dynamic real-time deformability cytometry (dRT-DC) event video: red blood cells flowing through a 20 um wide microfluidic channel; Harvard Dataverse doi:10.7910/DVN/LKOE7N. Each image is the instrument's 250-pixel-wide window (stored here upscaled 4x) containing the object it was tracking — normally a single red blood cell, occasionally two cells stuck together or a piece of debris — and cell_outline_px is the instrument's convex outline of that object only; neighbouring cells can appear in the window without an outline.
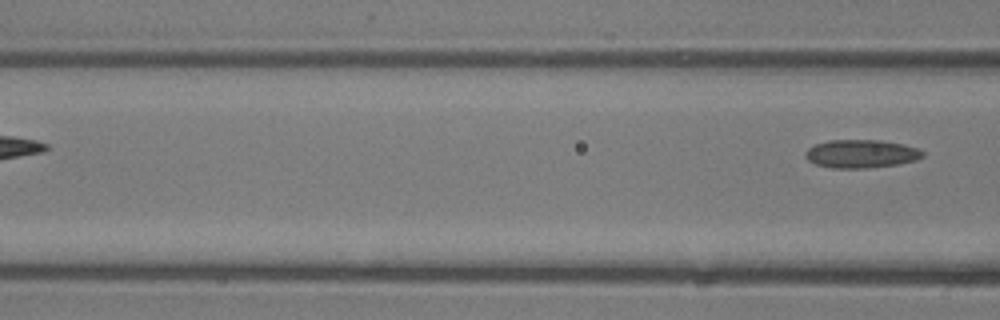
{"species": "common noctule bat (a hibernating species)", "species_latin": "Nyctalus noctula", "temperature_condition": "room temperature", "stored_images_in_passage": 5, "camera_frame_rate_fps": 3000, "um_per_image_px": 0.085, "animal": {"sex": "male", "body_mass_g": 13.3}, "frame": {"image": 1, "passage_image": 5, "time_ms": 1.333, "image_size_px": [1000, 320], "cell_outline_px": [[924, 156], [916, 160], [900, 164], [868, 168], [832, 168], [816, 164], [808, 160], [804, 156], [804, 152], [808, 148], [816, 144], [828, 140], [880, 140], [904, 144], [916, 148], [924, 152]], "centroid_in_image_um": [73.2, 13.07], "position_along_channel_um": 93.4, "area_um2": 19.42}}